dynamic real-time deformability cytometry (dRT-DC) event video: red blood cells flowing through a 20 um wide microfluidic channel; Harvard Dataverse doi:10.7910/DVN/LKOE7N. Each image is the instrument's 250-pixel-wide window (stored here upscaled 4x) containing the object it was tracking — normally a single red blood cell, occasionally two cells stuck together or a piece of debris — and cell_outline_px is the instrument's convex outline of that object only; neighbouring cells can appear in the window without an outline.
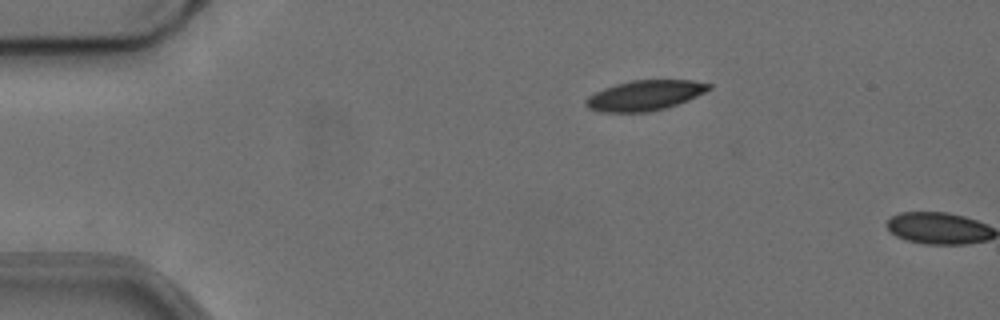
{"species": "common noctule bat (a hibernating species)", "species_latin": "Nyctalus noctula", "temperature_condition": "cold", "stored_images_in_passage": 2, "camera_frame_rate_fps": 3000, "um_per_image_px": 0.085, "animal": {"sex": "female", "body_mass_g": 24.6, "forearm_length_mm": 56.2}, "frame": {"image": 1, "passage_image": 1, "time_ms": 0.0, "image_size_px": [1000, 320], "cell_outline_px": [[712, 88], [688, 100], [664, 108], [648, 112], [600, 112], [588, 108], [584, 104], [584, 100], [588, 96], [604, 88], [616, 84], [632, 80], [692, 80], [712, 84]], "centroid_in_image_um": [54.79, 8.11], "position_along_channel_um": 30.2, "area_um2": 21.56}}